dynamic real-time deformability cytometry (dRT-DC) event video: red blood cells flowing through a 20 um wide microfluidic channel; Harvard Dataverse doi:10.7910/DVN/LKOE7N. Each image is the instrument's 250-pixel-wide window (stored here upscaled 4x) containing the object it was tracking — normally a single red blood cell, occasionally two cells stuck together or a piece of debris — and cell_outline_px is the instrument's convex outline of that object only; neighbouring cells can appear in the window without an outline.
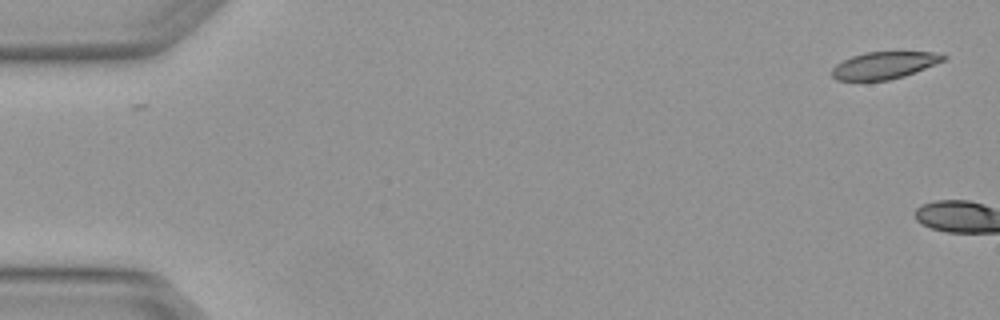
{"species": "Egyptian fruit bat (a non-hibernating species)", "species_latin": "Rousettus aegyptiacus", "temperature_condition": "warm", "stored_images_in_passage": 2, "camera_frame_rate_fps": 3000, "um_per_image_px": 0.085, "animal": {"sex": "female"}, "frame": {"image": 1, "passage_image": 2, "time_ms": 0.333, "image_size_px": [1000, 320], "cell_outline_px": [[948, 56], [944, 60], [904, 76], [888, 80], [836, 80], [832, 76], [832, 68], [836, 64], [852, 56], [864, 52], [932, 52]], "centroid_in_image_um": [75.12, 5.54], "position_along_channel_um": 9.9, "area_um2": 17.34}}